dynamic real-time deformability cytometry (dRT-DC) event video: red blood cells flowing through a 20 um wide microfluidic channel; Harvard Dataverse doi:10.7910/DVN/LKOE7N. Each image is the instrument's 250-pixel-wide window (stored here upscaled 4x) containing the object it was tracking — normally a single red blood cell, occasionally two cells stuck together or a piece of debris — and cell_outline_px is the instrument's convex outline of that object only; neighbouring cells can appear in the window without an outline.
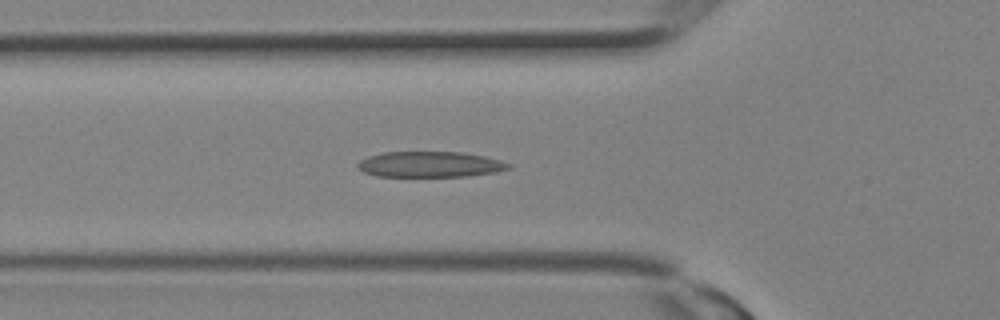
{"species": "Egyptian fruit bat (a non-hibernating species)", "species_latin": "Rousettus aegyptiacus", "temperature_condition": "room temperature", "stored_images_in_passage": 12, "camera_frame_rate_fps": 3000, "um_per_image_px": 0.085, "animal": {"sex": "female"}, "frame": {"image": 1, "passage_image": 10, "time_ms": 3.0, "image_size_px": [1000, 320], "cell_outline_px": [[512, 164], [508, 168], [496, 172], [468, 176], [376, 176], [364, 172], [356, 168], [356, 164], [360, 160], [368, 156], [384, 152], [460, 152], [484, 156], [500, 160]], "centroid_in_image_um": [36.51, 13.97], "position_along_channel_um": 89.3, "area_um2": 22.54}}
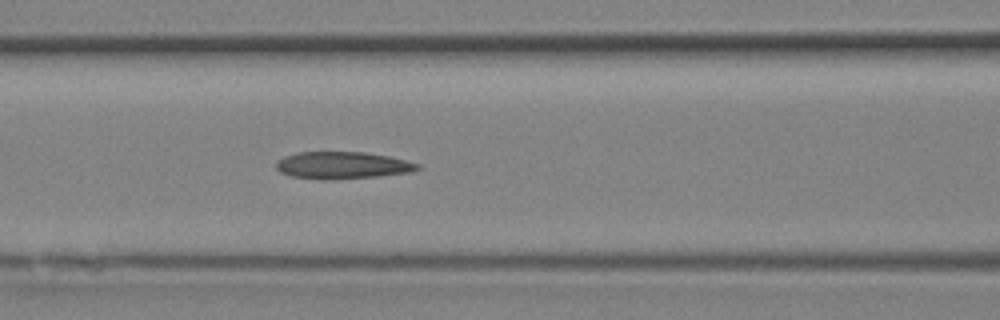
{"frame": {"image": 2, "passage_image": 12, "time_ms": 3.667, "image_size_px": [1000, 320], "cell_outline_px": [[420, 168], [408, 172], [376, 176], [292, 176], [280, 172], [276, 168], [276, 160], [284, 156], [300, 152], [364, 152], [388, 156], [420, 164]], "centroid_in_image_um": [29.11, 13.98], "position_along_channel_um": 137.5, "area_um2": 20.87}}